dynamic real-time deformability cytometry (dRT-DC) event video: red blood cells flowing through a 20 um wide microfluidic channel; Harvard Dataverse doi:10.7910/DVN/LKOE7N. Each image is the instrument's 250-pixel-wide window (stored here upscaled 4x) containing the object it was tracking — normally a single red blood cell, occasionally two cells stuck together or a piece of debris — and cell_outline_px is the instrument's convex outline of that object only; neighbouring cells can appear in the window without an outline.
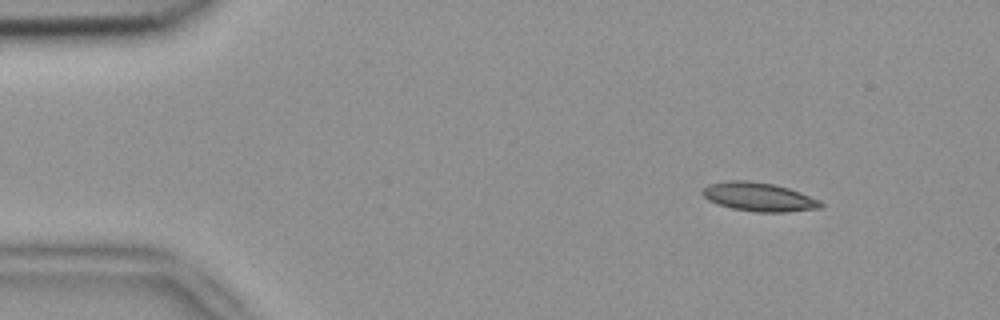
{"species": "common noctule bat (a hibernating species)", "species_latin": "Nyctalus noctula", "temperature_condition": "room temperature", "stored_images_in_passage": 7, "camera_frame_rate_fps": 3000, "um_per_image_px": 0.085, "animal": {"sex": "female", "body_mass_g": 18.4}, "frame": {"image": 1, "passage_image": 1, "time_ms": 0.0, "image_size_px": [1000, 320], "cell_outline_px": [[824, 204], [820, 208], [784, 212], [756, 212], [732, 208], [708, 200], [700, 192], [708, 184], [728, 180], [748, 180], [776, 184], [800, 192], [820, 200]], "centroid_in_image_um": [64.5, 16.72], "position_along_channel_um": 20.5, "area_um2": 19.83}}
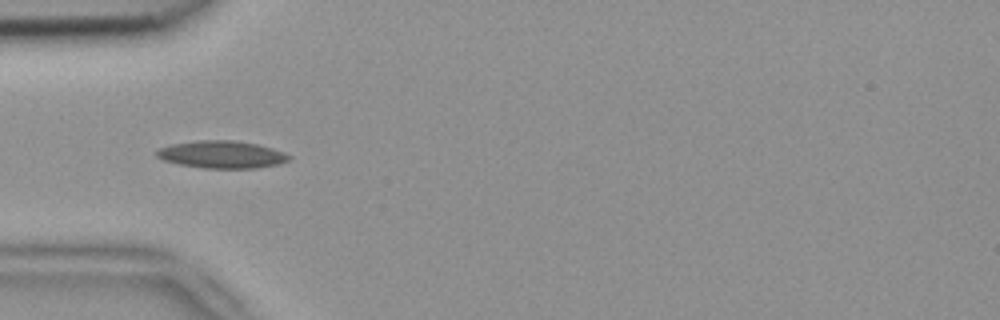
{"frame": {"image": 2, "passage_image": 4, "time_ms": 1.0, "image_size_px": [1000, 320], "cell_outline_px": [[292, 156], [288, 160], [276, 164], [256, 168], [204, 168], [180, 164], [164, 160], [156, 156], [156, 148], [172, 144], [196, 140], [236, 140], [256, 144], [272, 148], [284, 152]], "centroid_in_image_um": [18.82, 13.12], "position_along_channel_um": 66.2, "area_um2": 21.1}}
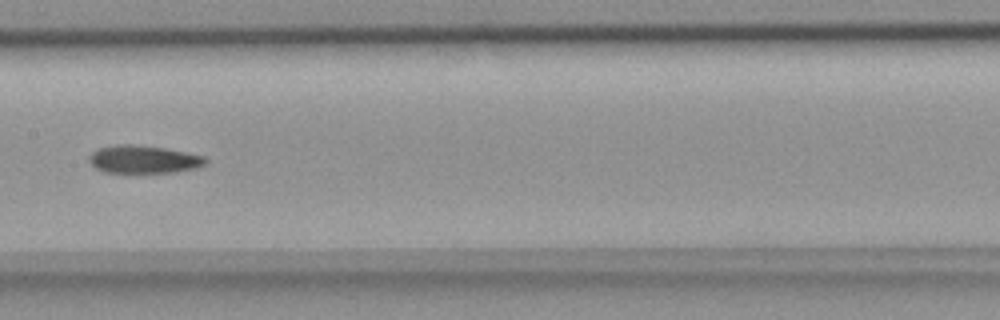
{"frame": {"image": 3, "passage_image": 7, "time_ms": 2.0, "image_size_px": [1000, 320], "cell_outline_px": [[208, 164], [196, 168], [176, 172], [104, 172], [96, 168], [88, 160], [88, 156], [96, 148], [116, 144], [136, 144], [164, 148], [188, 152], [204, 156], [208, 160]], "centroid_in_image_um": [12.22, 13.53], "position_along_channel_um": 195.2, "area_um2": 19.13}}